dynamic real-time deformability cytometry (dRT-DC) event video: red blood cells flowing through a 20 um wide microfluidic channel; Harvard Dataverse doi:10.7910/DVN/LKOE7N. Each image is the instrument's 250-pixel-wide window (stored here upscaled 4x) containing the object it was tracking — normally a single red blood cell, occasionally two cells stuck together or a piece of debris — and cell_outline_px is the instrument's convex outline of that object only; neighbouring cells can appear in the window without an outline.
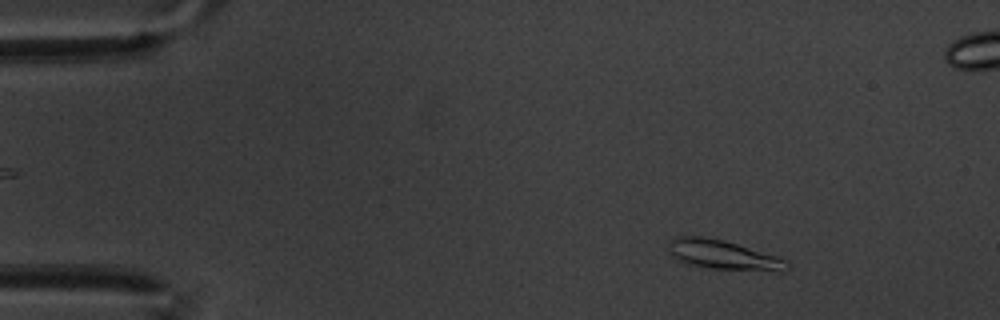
{"species": "common noctule bat (a hibernating species)", "species_latin": "Nyctalus noctula", "temperature_condition": "warm", "stored_images_in_passage": 18, "camera_frame_rate_fps": 3000, "um_per_image_px": 0.085, "animal": {"sex": "male", "body_mass_g": 20.1, "forearm_length_mm": 53.5}, "frame": {"image": 1, "passage_image": 8, "time_ms": 2.333, "image_size_px": [1000, 320], "cell_outline_px": [[788, 268], [784, 272], [780, 272], [712, 268], [684, 264], [676, 260], [668, 248], [668, 240], [676, 236], [704, 236], [724, 240], [776, 256], [788, 260]], "centroid_in_image_um": [61.45, 21.67], "position_along_channel_um": 23.6, "area_um2": 20.52}}